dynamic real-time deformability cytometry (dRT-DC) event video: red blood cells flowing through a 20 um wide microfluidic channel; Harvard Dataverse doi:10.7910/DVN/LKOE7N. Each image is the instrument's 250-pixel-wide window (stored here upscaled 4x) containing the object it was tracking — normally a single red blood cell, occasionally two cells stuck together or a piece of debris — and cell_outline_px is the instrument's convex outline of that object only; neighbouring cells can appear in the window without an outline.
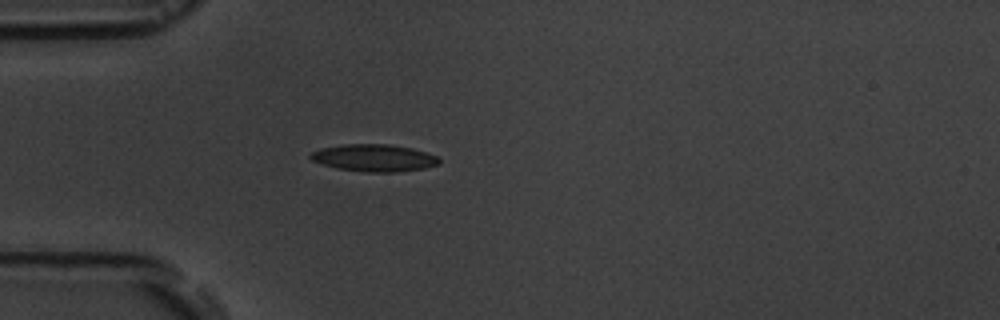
{"species": "common noctule bat (a hibernating species)", "species_latin": "Nyctalus noctula", "temperature_condition": "room temperature", "stored_images_in_passage": 4, "camera_frame_rate_fps": 3000, "um_per_image_px": 0.085, "animal": {"sex": "male", "body_mass_g": 19.5, "forearm_length_mm": 54.6}, "frame": {"image": 1, "passage_image": 4, "time_ms": 3.333, "image_size_px": [1000, 320], "cell_outline_px": [[440, 164], [424, 168], [396, 172], [364, 172], [336, 168], [312, 160], [308, 156], [312, 152], [320, 148], [344, 144], [388, 144], [412, 148], [436, 156], [440, 160]], "centroid_in_image_um": [31.78, 13.42], "position_along_channel_um": 53.2, "area_um2": 20.29}}